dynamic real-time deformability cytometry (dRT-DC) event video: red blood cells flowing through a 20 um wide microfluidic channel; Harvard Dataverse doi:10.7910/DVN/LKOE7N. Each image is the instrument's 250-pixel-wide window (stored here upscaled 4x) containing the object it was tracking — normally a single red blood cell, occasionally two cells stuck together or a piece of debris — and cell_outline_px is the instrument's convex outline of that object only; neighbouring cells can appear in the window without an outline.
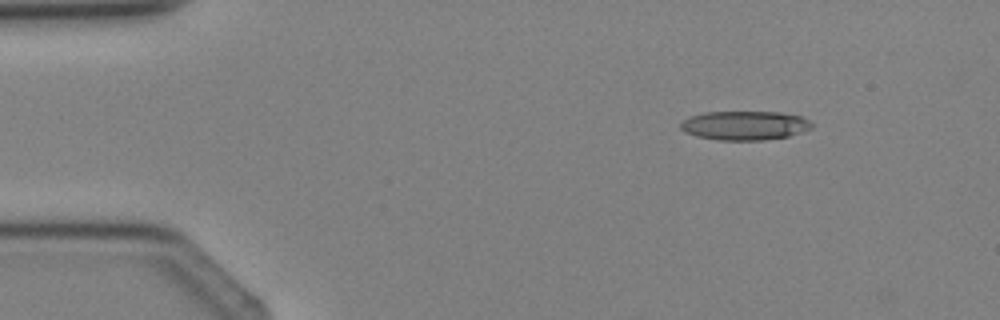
{"species": "Egyptian fruit bat (a non-hibernating species)", "species_latin": "Rousettus aegyptiacus", "temperature_condition": "cold", "stored_images_in_passage": 5, "camera_frame_rate_fps": 3000, "um_per_image_px": 0.085, "animal": {"sex": "female"}, "frame": {"image": 1, "passage_image": 5, "time_ms": 4.667, "image_size_px": [1000, 320], "cell_outline_px": [[812, 128], [788, 136], [764, 140], [716, 140], [696, 136], [684, 132], [680, 128], [680, 124], [688, 116], [704, 112], [780, 112], [800, 116], [808, 120], [812, 124]], "centroid_in_image_um": [63.26, 10.66], "position_along_channel_um": 21.7, "area_um2": 22.25}}